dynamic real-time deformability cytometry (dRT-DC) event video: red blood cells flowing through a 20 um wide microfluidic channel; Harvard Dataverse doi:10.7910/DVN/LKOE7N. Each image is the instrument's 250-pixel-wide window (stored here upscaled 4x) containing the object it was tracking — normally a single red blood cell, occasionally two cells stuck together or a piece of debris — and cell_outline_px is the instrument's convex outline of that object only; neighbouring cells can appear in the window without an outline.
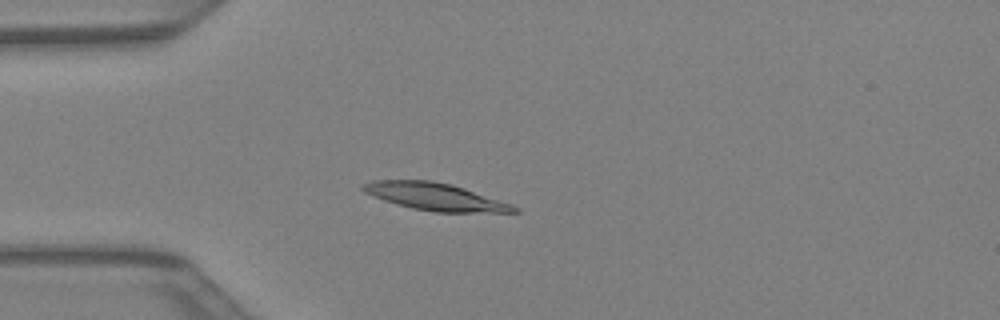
{"species": "Egyptian fruit bat (a non-hibernating species)", "species_latin": "Rousettus aegyptiacus", "temperature_condition": "warm", "stored_images_in_passage": 34, "camera_frame_rate_fps": 3000, "um_per_image_px": 0.085, "animal": {"sex": "female"}, "frame": {"image": 1, "passage_image": 6, "time_ms": 1.667, "image_size_px": [1000, 320], "cell_outline_px": [[520, 212], [432, 212], [412, 208], [396, 204], [384, 200], [364, 192], [360, 188], [360, 184], [372, 180], [432, 180], [452, 184], [512, 204], [520, 208]], "centroid_in_image_um": [36.97, 16.71], "position_along_channel_um": 48.0, "area_um2": 24.16}}
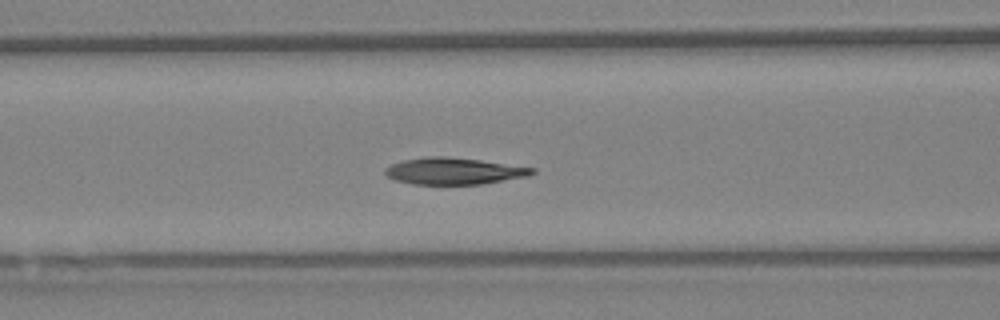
{"frame": {"image": 2, "passage_image": 12, "time_ms": 3.667, "image_size_px": [1000, 320], "cell_outline_px": [[536, 172], [528, 176], [480, 184], [412, 184], [396, 180], [388, 176], [384, 172], [384, 168], [392, 164], [404, 160], [424, 156], [444, 156], [480, 160], [536, 168]], "centroid_in_image_um": [38.57, 14.53], "position_along_channel_um": 128.0, "area_um2": 22.77}}
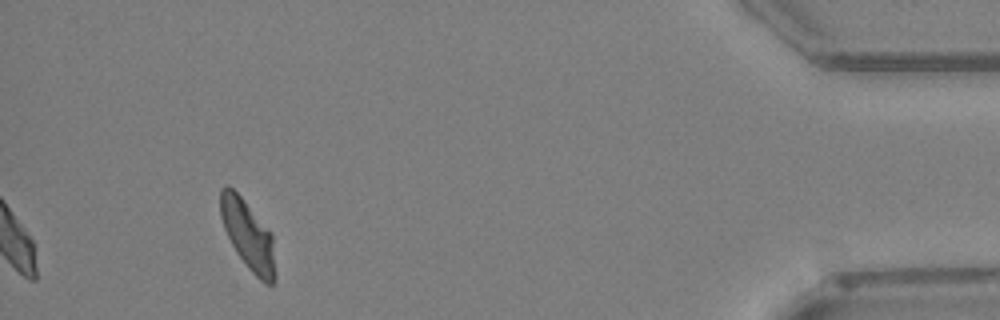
{"frame": {"image": 3, "passage_image": 34, "time_ms": 11.0, "image_size_px": [1000, 320], "cell_outline_px": [[276, 276], [272, 284], [264, 284], [248, 268], [236, 252], [224, 228], [220, 216], [220, 188], [224, 184], [228, 184], [244, 200], [272, 232]], "centroid_in_image_um": [21.08, 19.97], "position_along_channel_um": 414.1, "area_um2": 22.25}}